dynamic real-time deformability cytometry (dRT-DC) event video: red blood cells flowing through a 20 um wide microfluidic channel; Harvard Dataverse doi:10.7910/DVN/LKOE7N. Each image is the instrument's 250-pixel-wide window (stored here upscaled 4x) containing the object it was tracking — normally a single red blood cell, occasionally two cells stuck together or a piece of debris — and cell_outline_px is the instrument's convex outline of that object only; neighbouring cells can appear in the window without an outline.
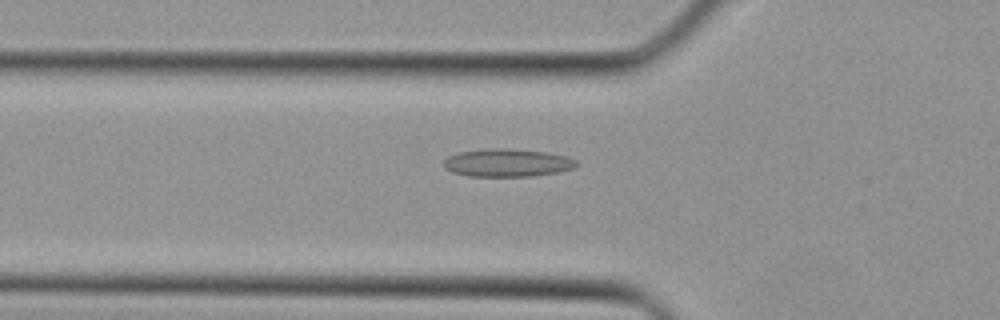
{"species": "Egyptian fruit bat (a non-hibernating species)", "species_latin": "Rousettus aegyptiacus", "temperature_condition": "cold", "stored_images_in_passage": 36, "camera_frame_rate_fps": 3000, "um_per_image_px": 0.085, "animal": {"sex": "female"}, "frame": {"image": 1, "passage_image": 14, "time_ms": 4.333, "image_size_px": [1000, 320], "cell_outline_px": [[580, 164], [576, 168], [556, 172], [532, 176], [468, 176], [452, 172], [444, 168], [444, 160], [448, 156], [460, 152], [488, 148], [508, 148], [548, 152], [568, 156], [576, 160]], "centroid_in_image_um": [43.16, 13.83], "position_along_channel_um": 82.6, "area_um2": 21.79}}
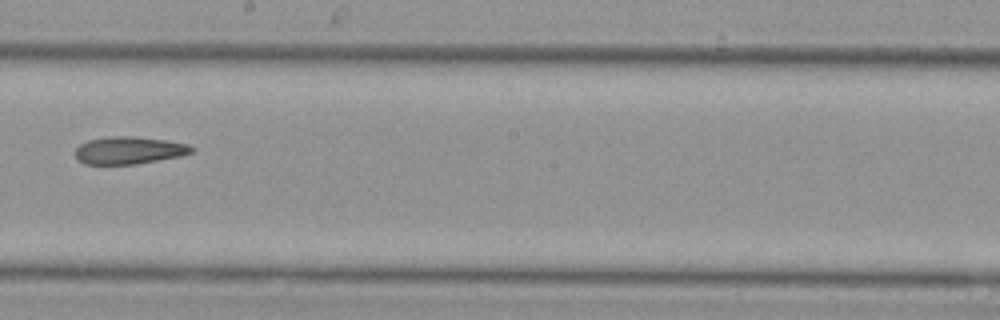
{"frame": {"image": 2, "passage_image": 23, "time_ms": 7.333, "image_size_px": [1000, 320], "cell_outline_px": [[196, 148], [192, 152], [180, 156], [136, 164], [84, 164], [76, 160], [76, 148], [80, 144], [88, 140], [108, 136], [136, 136], [164, 140], [188, 144]], "centroid_in_image_um": [10.95, 12.77], "position_along_channel_um": 237.3, "area_um2": 18.67}}
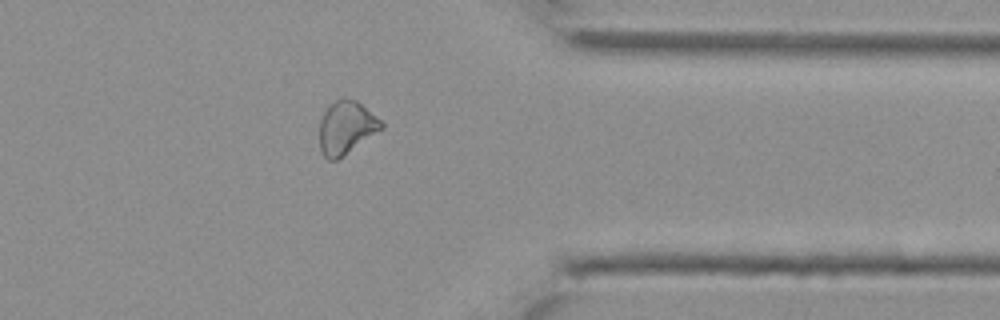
{"frame": {"image": 3, "passage_image": 32, "time_ms": 10.333, "image_size_px": [1000, 320], "cell_outline_px": [[384, 128], [336, 160], [328, 160], [324, 156], [320, 148], [320, 120], [328, 104], [336, 100], [356, 100], [380, 120], [384, 124]], "centroid_in_image_um": [29.41, 10.85], "position_along_channel_um": 382.0, "area_um2": 18.73}}